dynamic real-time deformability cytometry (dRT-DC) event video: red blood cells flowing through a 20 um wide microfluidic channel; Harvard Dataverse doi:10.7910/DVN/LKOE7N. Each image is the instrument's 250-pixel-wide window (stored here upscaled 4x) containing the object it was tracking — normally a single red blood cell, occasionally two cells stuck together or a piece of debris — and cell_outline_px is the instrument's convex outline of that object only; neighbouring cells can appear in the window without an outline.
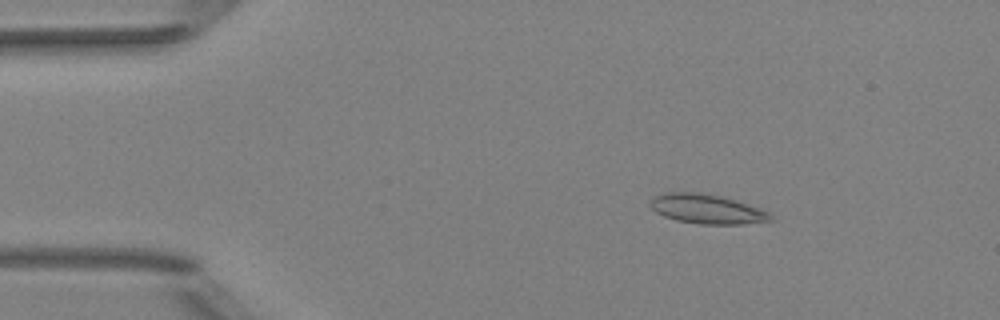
{"species": "Egyptian fruit bat (a non-hibernating species)", "species_latin": "Rousettus aegyptiacus", "temperature_condition": "room temperature", "stored_images_in_passage": 51, "camera_frame_rate_fps": 3000, "um_per_image_px": 0.085, "animal": {"sex": "female"}, "frame": {"image": 1, "passage_image": 8, "time_ms": 2.333, "image_size_px": [1000, 320], "cell_outline_px": [[776, 220], [744, 224], [700, 224], [676, 220], [664, 216], [656, 212], [648, 204], [656, 196], [664, 192], [704, 192], [736, 200], [760, 208], [768, 212]], "centroid_in_image_um": [60.11, 17.76], "position_along_channel_um": 24.9, "area_um2": 20.75}}
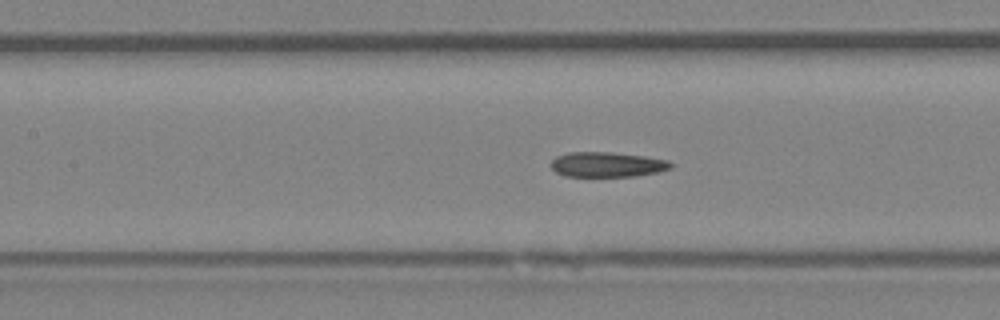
{"frame": {"image": 2, "passage_image": 23, "time_ms": 7.333, "image_size_px": [1000, 320], "cell_outline_px": [[672, 168], [660, 172], [636, 176], [564, 176], [556, 172], [552, 168], [552, 160], [556, 156], [568, 152], [612, 152], [644, 156], [668, 160], [672, 164]], "centroid_in_image_um": [51.63, 13.98], "position_along_channel_um": 155.8, "area_um2": 17.51}}
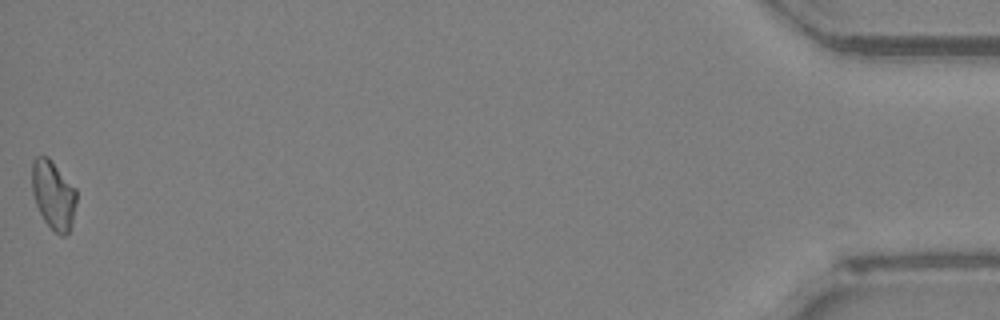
{"frame": {"image": 3, "passage_image": 51, "time_ms": 16.667, "image_size_px": [1000, 320], "cell_outline_px": [[76, 204], [72, 220], [68, 232], [64, 236], [60, 236], [44, 220], [36, 204], [32, 192], [32, 160], [36, 156], [48, 156], [76, 188]], "centroid_in_image_um": [4.53, 16.53], "position_along_channel_um": 430.7, "area_um2": 17.69}, "authors_computed_cell_mechanics": {"area_um2": 18.1492, "velocity_mm_per_s": 4.0158, "shape_relaxation_time_tau1_ms": null, "shape_relaxation_time_tau2_ms": 5.1931, "deformation_change_tau1": null, "deformation_change_tau2": 0.1188}}